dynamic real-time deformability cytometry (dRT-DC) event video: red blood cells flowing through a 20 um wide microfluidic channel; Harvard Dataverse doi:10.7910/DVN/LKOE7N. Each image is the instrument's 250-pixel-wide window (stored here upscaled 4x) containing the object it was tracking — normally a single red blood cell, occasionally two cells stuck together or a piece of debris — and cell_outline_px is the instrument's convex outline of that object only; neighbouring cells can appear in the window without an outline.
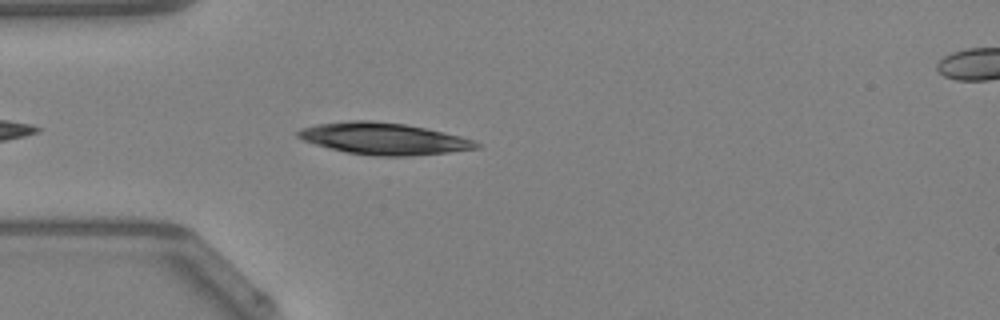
{"species": "Egyptian fruit bat (a non-hibernating species)", "species_latin": "Rousettus aegyptiacus", "temperature_condition": "warm", "stored_images_in_passage": 25, "camera_frame_rate_fps": 3000, "um_per_image_px": 0.085, "animal": {"sex": "female"}, "frame": {"image": 1, "passage_image": 4, "time_ms": 1.0, "image_size_px": [1000, 320], "cell_outline_px": [[480, 148], [448, 152], [408, 156], [376, 156], [348, 152], [316, 144], [304, 140], [296, 136], [296, 132], [300, 128], [316, 124], [352, 120], [372, 120], [404, 124], [444, 132], [460, 136], [472, 140], [480, 144]], "centroid_in_image_um": [32.6, 11.78], "position_along_channel_um": 52.4, "area_um2": 32.66}}